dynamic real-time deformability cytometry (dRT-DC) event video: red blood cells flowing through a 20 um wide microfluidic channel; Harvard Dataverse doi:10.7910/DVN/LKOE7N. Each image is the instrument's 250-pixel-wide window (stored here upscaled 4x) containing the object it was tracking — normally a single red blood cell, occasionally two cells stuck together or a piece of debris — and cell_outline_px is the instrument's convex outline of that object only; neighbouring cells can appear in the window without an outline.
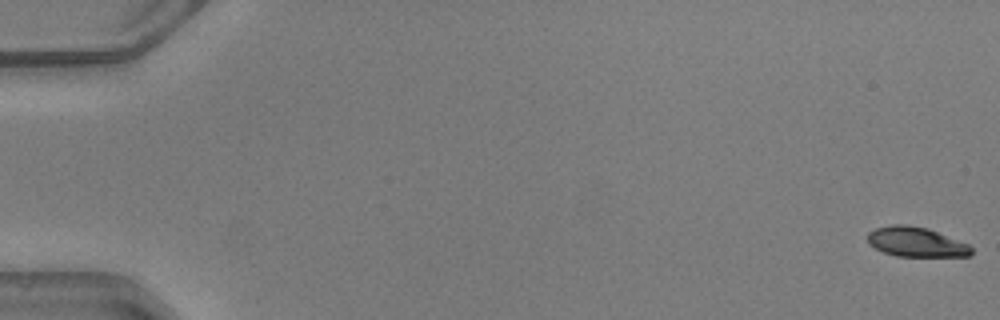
{"species": "common noctule bat (a hibernating species)", "species_latin": "Nyctalus noctula", "temperature_condition": "warm", "stored_images_in_passage": 15, "camera_frame_rate_fps": 3000, "um_per_image_px": 0.085, "animal": {"sex": "male", "body_mass_g": 20.5, "forearm_length_mm": 52.5}, "frame": {"image": 1, "passage_image": 1, "time_ms": 0.0, "image_size_px": [1000, 320], "cell_outline_px": [[972, 256], [896, 256], [884, 252], [868, 244], [868, 232], [876, 228], [892, 224], [908, 224], [928, 228], [968, 244], [972, 248]], "centroid_in_image_um": [77.86, 20.56], "position_along_channel_um": 7.1, "area_um2": 17.98}}